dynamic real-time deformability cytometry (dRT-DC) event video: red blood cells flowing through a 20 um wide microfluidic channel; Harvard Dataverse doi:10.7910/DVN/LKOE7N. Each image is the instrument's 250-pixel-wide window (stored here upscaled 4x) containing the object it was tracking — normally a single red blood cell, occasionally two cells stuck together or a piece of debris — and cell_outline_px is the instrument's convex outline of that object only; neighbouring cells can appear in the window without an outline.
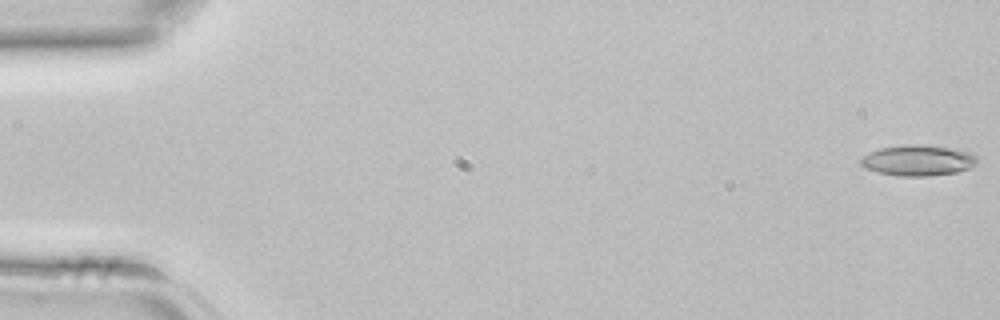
{"species": "common noctule bat (a hibernating species)", "species_latin": "Nyctalus noctula", "temperature_condition": "room temperature", "stored_images_in_passage": 44, "camera_frame_rate_fps": 3000, "um_per_image_px": 0.085, "animal": {"sex": "female", "body_mass_g": 22.7, "forearm_length_mm": 54.2}, "frame": {"image": 1, "passage_image": 1, "time_ms": 0.0, "image_size_px": [1000, 320], "cell_outline_px": [[976, 164], [968, 168], [956, 172], [928, 176], [896, 176], [876, 172], [864, 168], [860, 164], [860, 156], [880, 148], [904, 144], [924, 144], [948, 148], [968, 152], [976, 156]], "centroid_in_image_um": [77.94, 13.63], "position_along_channel_um": 7.1, "area_um2": 20.92}}
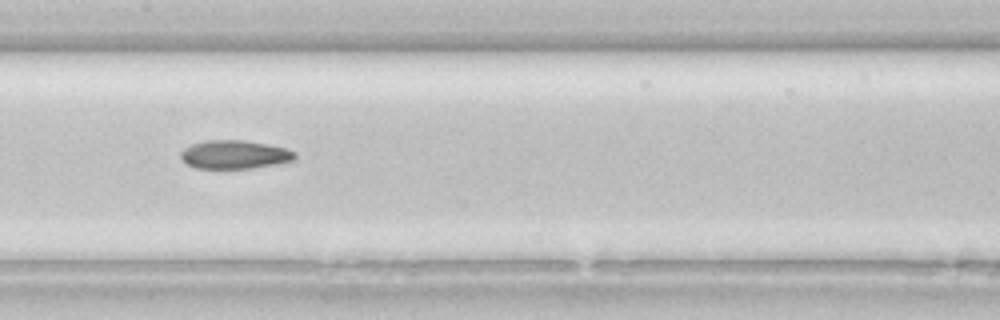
{"frame": {"image": 2, "passage_image": 22, "time_ms": 7.0, "image_size_px": [1000, 320], "cell_outline_px": [[296, 160], [276, 164], [252, 168], [196, 168], [188, 164], [180, 156], [180, 152], [184, 148], [192, 144], [204, 140], [244, 140], [284, 148], [296, 152]], "centroid_in_image_um": [19.94, 13.13], "position_along_channel_um": 187.5, "area_um2": 18.84}}
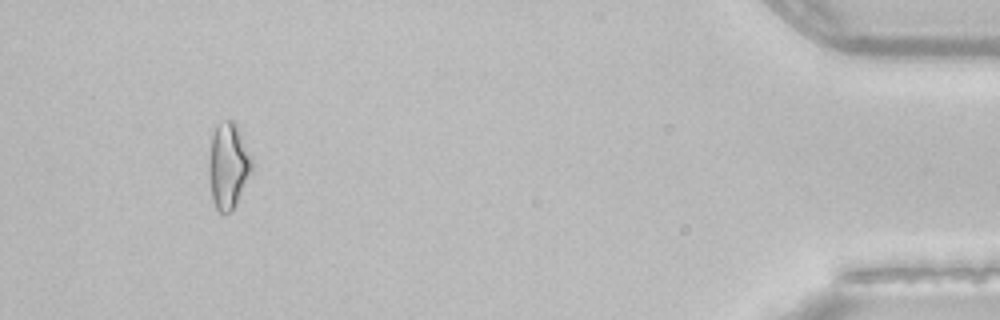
{"frame": {"image": 3, "passage_image": 41, "time_ms": 13.333, "image_size_px": [1000, 320], "cell_outline_px": [[252, 168], [236, 204], [232, 212], [220, 212], [216, 208], [212, 200], [208, 176], [208, 160], [212, 136], [216, 124], [220, 120], [232, 120], [236, 124], [252, 156]], "centroid_in_image_um": [19.37, 14.06], "position_along_channel_um": 415.8, "area_um2": 21.62}}